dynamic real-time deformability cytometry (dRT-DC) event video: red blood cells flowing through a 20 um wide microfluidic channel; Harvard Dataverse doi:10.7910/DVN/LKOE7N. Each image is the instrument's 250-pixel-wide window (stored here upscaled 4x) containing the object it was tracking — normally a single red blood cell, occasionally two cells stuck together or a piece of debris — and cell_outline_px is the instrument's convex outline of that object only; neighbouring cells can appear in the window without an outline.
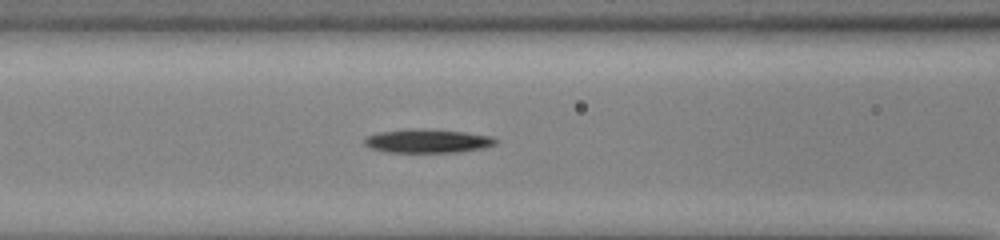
{"species": "common noctule bat (a hibernating species)", "species_latin": "Nyctalus noctula", "temperature_condition": "cold", "stored_images_in_passage": 42, "camera_frame_rate_fps": 3000, "um_per_image_px": 0.085, "animal": {"sex": "male", "body_mass_g": 13.0, "forearm_length_mm": 53.1}, "frame": {"image": 1, "passage_image": 11, "time_ms": 3.333, "image_size_px": [1000, 240], "cell_outline_px": [[496, 144], [484, 148], [456, 152], [388, 152], [372, 148], [364, 144], [364, 140], [368, 136], [380, 132], [464, 132], [492, 136], [496, 140]], "centroid_in_image_um": [36.41, 12.05], "position_along_channel_um": 130.2, "area_um2": 16.65}}
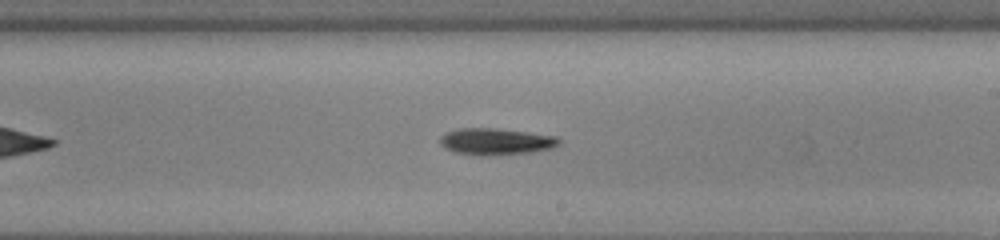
{"frame": {"image": 2, "passage_image": 20, "time_ms": 6.333, "image_size_px": [1000, 240], "cell_outline_px": [[560, 144], [552, 148], [532, 152], [488, 156], [480, 156], [456, 152], [444, 148], [440, 144], [440, 136], [448, 132], [460, 128], [496, 128], [528, 132], [556, 136], [560, 140]], "centroid_in_image_um": [42.16, 12.03], "position_along_channel_um": 246.8, "area_um2": 18.55}}
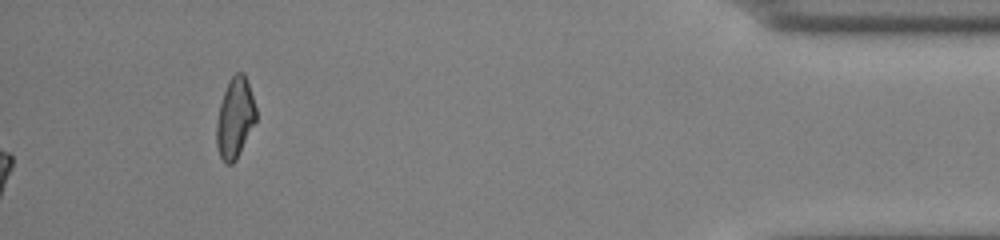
{"frame": {"image": 3, "passage_image": 42, "time_ms": 13.667, "image_size_px": [1000, 240], "cell_outline_px": [[256, 120], [236, 160], [232, 164], [224, 164], [220, 156], [216, 144], [216, 120], [220, 104], [228, 80], [236, 72], [244, 72], [248, 80], [256, 108]], "centroid_in_image_um": [19.96, 10.01], "position_along_channel_um": 415.2, "area_um2": 18.61}, "authors_computed_cell_mechanics": {"area_um2": 17.3111, "velocity_mm_per_s": 3.8987, "shape_relaxation_time_tau1_ms": 3.1088, "shape_relaxation_time_tau2_ms": null, "deformation_change_tau1": 0.1364, "deformation_change_tau2": null}}